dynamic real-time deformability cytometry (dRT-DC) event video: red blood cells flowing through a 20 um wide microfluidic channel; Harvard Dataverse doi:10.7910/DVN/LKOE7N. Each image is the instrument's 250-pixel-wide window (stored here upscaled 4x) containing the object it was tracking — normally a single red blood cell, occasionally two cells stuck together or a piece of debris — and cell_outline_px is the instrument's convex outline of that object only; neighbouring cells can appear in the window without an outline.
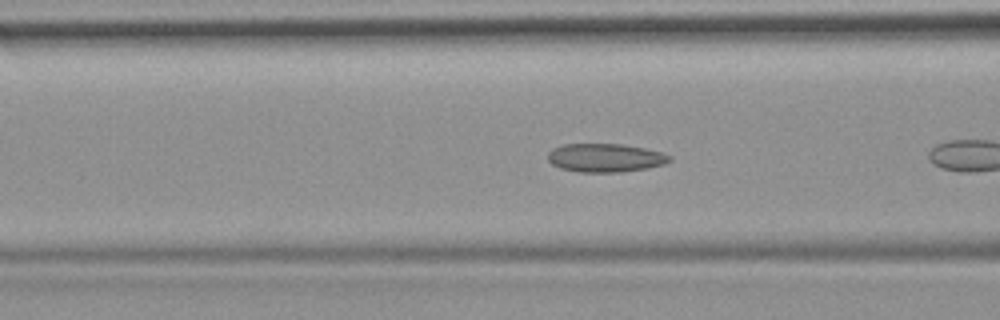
{"species": "common noctule bat (a hibernating species)", "species_latin": "Nyctalus noctula", "temperature_condition": "room temperature", "stored_images_in_passage": 9, "camera_frame_rate_fps": 3000, "um_per_image_px": 0.085, "animal": {"sex": "female", "body_mass_g": 19.9}, "frame": {"image": 1, "passage_image": 6, "time_ms": 1.667, "image_size_px": [1000, 320], "cell_outline_px": [[672, 160], [664, 164], [648, 168], [620, 172], [576, 172], [560, 168], [552, 164], [548, 160], [548, 152], [552, 148], [564, 144], [620, 144], [644, 148], [660, 152], [672, 156]], "centroid_in_image_um": [51.43, 13.42], "position_along_channel_um": 115.2, "area_um2": 20.29}}